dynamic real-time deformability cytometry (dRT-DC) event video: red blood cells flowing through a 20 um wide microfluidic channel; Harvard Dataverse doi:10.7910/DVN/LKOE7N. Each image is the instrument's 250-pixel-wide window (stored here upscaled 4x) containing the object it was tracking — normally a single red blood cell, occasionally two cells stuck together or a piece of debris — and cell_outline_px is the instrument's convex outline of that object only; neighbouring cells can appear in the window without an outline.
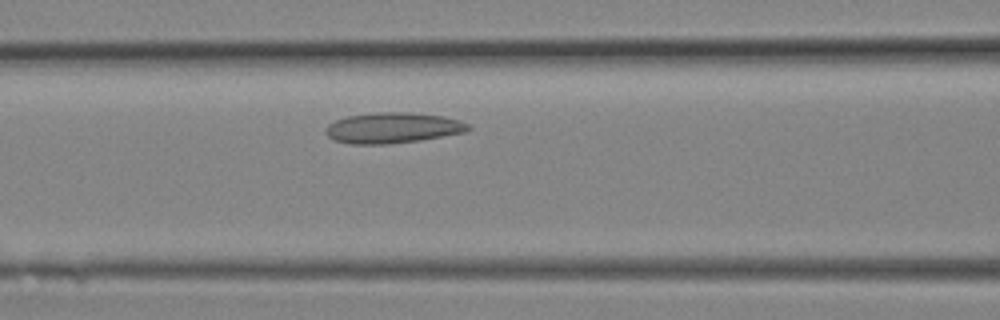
{"species": "Egyptian fruit bat (a non-hibernating species)", "species_latin": "Rousettus aegyptiacus", "temperature_condition": "room temperature", "stored_images_in_passage": 6, "camera_frame_rate_fps": 3000, "um_per_image_px": 0.085, "animal": {"sex": "female"}, "frame": {"image": 1, "passage_image": 6, "time_ms": 1.667, "image_size_px": [1000, 320], "cell_outline_px": [[472, 128], [464, 132], [420, 140], [388, 144], [348, 144], [332, 140], [324, 132], [324, 128], [328, 124], [336, 120], [348, 116], [380, 112], [408, 112], [444, 116], [460, 120], [468, 124]], "centroid_in_image_um": [33.35, 10.87], "position_along_channel_um": 133.3, "area_um2": 25.55}}